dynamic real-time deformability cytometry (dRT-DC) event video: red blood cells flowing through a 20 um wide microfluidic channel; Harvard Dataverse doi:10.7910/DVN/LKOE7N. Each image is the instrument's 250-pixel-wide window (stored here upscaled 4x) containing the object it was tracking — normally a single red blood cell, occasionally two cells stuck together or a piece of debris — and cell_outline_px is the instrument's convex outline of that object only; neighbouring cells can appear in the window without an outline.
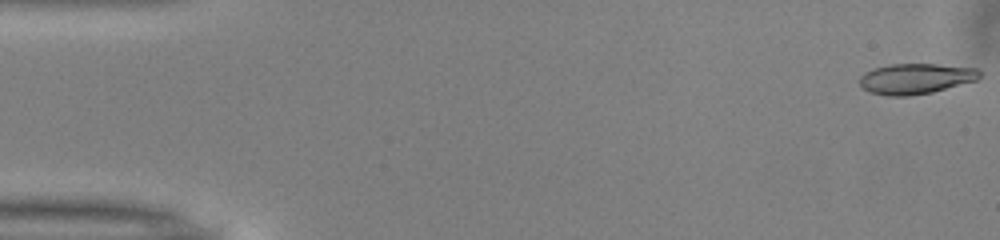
{"species": "common noctule bat (a hibernating species)", "species_latin": "Nyctalus noctula", "temperature_condition": "warm", "stored_images_in_passage": 51, "camera_frame_rate_fps": 3000, "um_per_image_px": 0.085, "animal": {"sex": "male", "body_mass_g": 13.0, "forearm_length_mm": 53.1}, "frame": {"image": 1, "passage_image": 1, "time_ms": 0.0, "image_size_px": [1000, 240], "cell_outline_px": [[980, 76], [976, 80], [932, 92], [908, 96], [888, 96], [868, 92], [860, 84], [860, 76], [864, 72], [872, 68], [892, 64], [936, 64], [980, 68]], "centroid_in_image_um": [77.82, 6.68], "position_along_channel_um": 7.2, "area_um2": 21.39}}
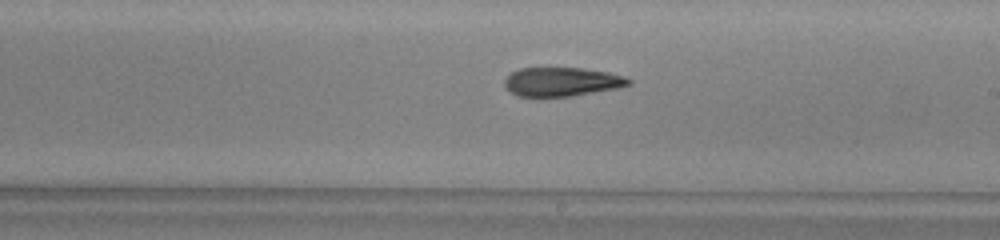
{"frame": {"image": 2, "passage_image": 29, "time_ms": 9.333, "image_size_px": [1000, 240], "cell_outline_px": [[632, 84], [616, 88], [572, 96], [516, 96], [504, 84], [504, 80], [512, 72], [520, 68], [580, 68], [608, 72], [624, 76], [632, 80]], "centroid_in_image_um": [47.77, 6.94], "position_along_channel_um": 241.2, "area_um2": 20.69}}
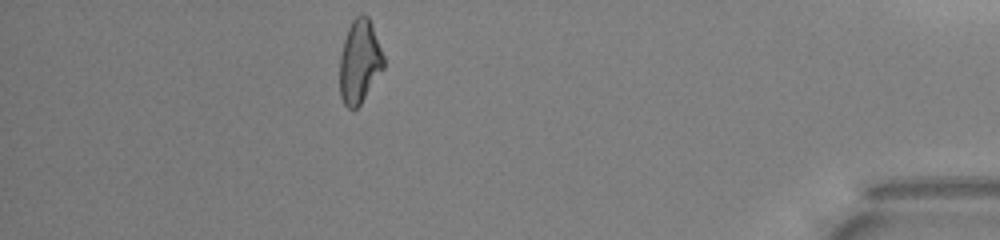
{"frame": {"image": 3, "passage_image": 45, "time_ms": 14.667, "image_size_px": [1000, 240], "cell_outline_px": [[384, 68], [360, 104], [356, 108], [348, 108], [344, 104], [340, 96], [340, 56], [344, 40], [348, 28], [352, 20], [360, 12], [364, 12], [368, 16], [372, 24], [384, 56]], "centroid_in_image_um": [30.57, 5.19], "position_along_channel_um": 404.6, "area_um2": 21.39}, "authors_computed_cell_mechanics": {"area_um2": 21.7328, "velocity_mm_per_s": 4.0458, "shape_relaxation_time_tau1_ms": 6.9354, "shape_relaxation_time_tau2_ms": 4.9412, "deformation_change_tau1": 0.1919, "deformation_change_tau2": 0.1647}}